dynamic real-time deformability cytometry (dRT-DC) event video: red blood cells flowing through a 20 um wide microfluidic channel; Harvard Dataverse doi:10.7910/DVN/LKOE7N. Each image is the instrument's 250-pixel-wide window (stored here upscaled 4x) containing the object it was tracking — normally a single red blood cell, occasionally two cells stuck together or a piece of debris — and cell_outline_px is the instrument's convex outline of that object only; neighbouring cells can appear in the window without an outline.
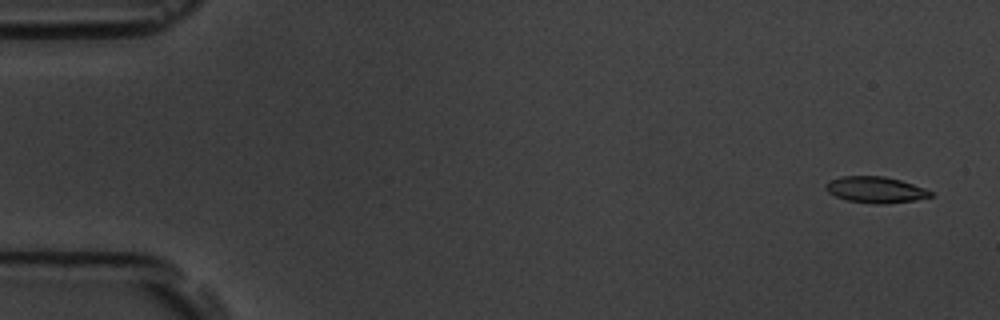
{"species": "common noctule bat (a hibernating species)", "species_latin": "Nyctalus noctula", "temperature_condition": "room temperature", "stored_images_in_passage": 9, "camera_frame_rate_fps": 3000, "um_per_image_px": 0.085, "animal": {"sex": "male", "body_mass_g": 19.5, "forearm_length_mm": 54.6}, "frame": {"image": 1, "passage_image": 1, "time_ms": 0.0, "image_size_px": [1000, 320], "cell_outline_px": [[932, 196], [916, 200], [888, 204], [872, 204], [848, 200], [836, 196], [828, 192], [824, 188], [824, 184], [828, 180], [840, 176], [884, 176], [900, 180], [924, 188], [932, 192]], "centroid_in_image_um": [74.38, 16.13], "position_along_channel_um": 10.6, "area_um2": 16.13}}
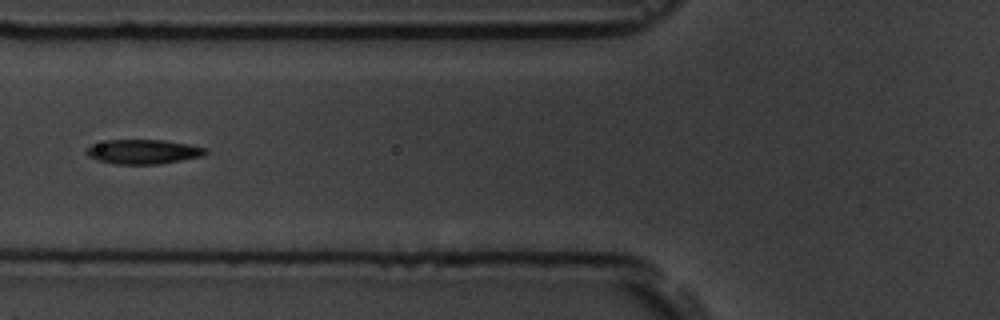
{"frame": {"image": 2, "passage_image": 7, "time_ms": 6.667, "image_size_px": [1000, 320], "cell_outline_px": [[208, 152], [204, 156], [160, 164], [116, 164], [96, 160], [88, 156], [88, 148], [92, 144], [108, 140], [164, 140], [188, 144], [208, 148]], "centroid_in_image_um": [12.23, 12.9], "position_along_channel_um": 113.6, "area_um2": 16.99}}
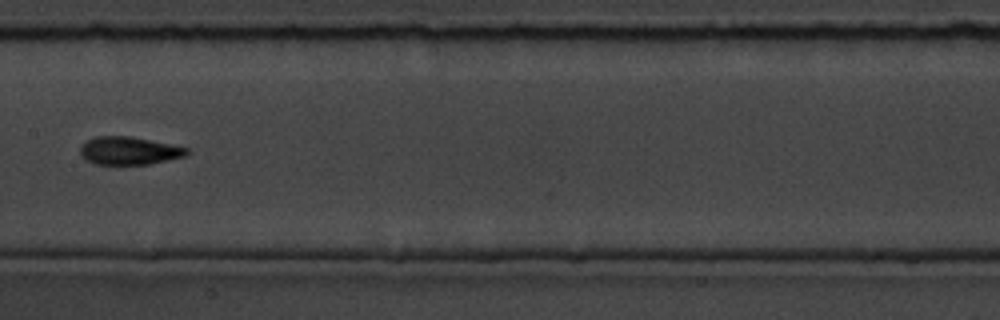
{"frame": {"image": 3, "passage_image": 9, "time_ms": 9.0, "image_size_px": [1000, 320], "cell_outline_px": [[188, 152], [184, 156], [148, 164], [96, 164], [84, 160], [80, 152], [80, 148], [88, 140], [96, 136], [132, 136], [188, 148]], "centroid_in_image_um": [10.93, 12.81], "position_along_channel_um": 196.5, "area_um2": 17.11}}